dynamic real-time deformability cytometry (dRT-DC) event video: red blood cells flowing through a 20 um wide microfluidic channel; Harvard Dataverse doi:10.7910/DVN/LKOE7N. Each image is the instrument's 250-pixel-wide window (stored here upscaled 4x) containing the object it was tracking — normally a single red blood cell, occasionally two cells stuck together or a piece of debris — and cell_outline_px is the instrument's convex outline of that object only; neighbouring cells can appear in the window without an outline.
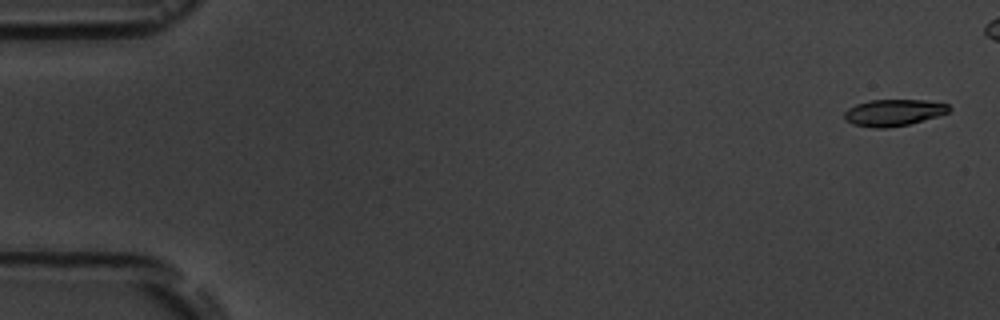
{"species": "common noctule bat (a hibernating species)", "species_latin": "Nyctalus noctula", "temperature_condition": "room temperature", "stored_images_in_passage": 17, "camera_frame_rate_fps": 3000, "um_per_image_px": 0.085, "animal": {"sex": "male", "body_mass_g": 19.5, "forearm_length_mm": 54.6}, "frame": {"image": 1, "passage_image": 1, "time_ms": 0.0, "image_size_px": [1000, 320], "cell_outline_px": [[952, 108], [948, 112], [936, 116], [908, 124], [888, 128], [872, 128], [852, 124], [844, 120], [844, 112], [848, 108], [856, 104], [868, 100], [924, 100], [948, 104]], "centroid_in_image_um": [75.9, 9.57], "position_along_channel_um": 9.1, "area_um2": 16.24}}
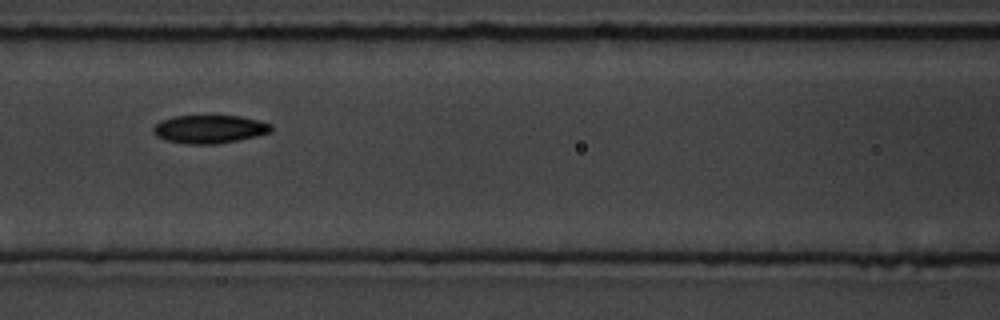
{"frame": {"image": 2, "passage_image": 9, "time_ms": 10.0, "image_size_px": [1000, 320], "cell_outline_px": [[272, 132], [240, 140], [216, 144], [184, 144], [168, 140], [156, 136], [152, 132], [152, 128], [160, 120], [172, 116], [240, 116], [272, 124]], "centroid_in_image_um": [17.79, 10.98], "position_along_channel_um": 148.8, "area_um2": 19.48}}
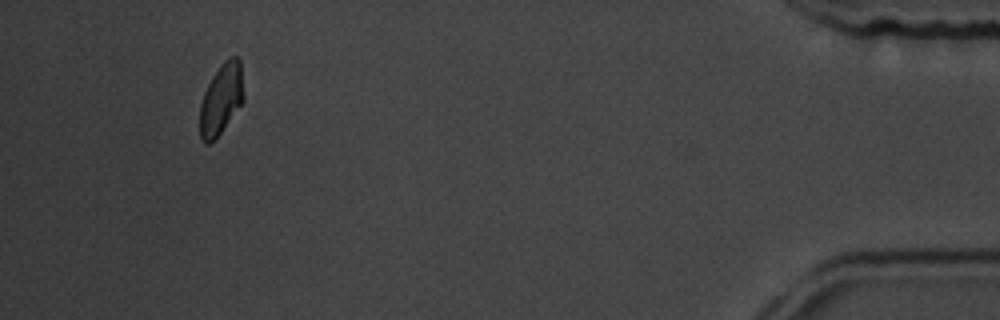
{"frame": {"image": 3, "passage_image": 17, "time_ms": 19.333, "image_size_px": [1000, 320], "cell_outline_px": [[244, 100], [220, 132], [208, 144], [200, 136], [200, 104], [204, 92], [212, 76], [220, 64], [228, 56], [236, 56], [240, 60], [244, 96]], "centroid_in_image_um": [18.81, 8.35], "position_along_channel_um": 416.4, "area_um2": 17.8}, "authors_computed_cell_mechanics": {"area_um2": 18.785, "velocity_mm_per_s": 3.6102, "shape_relaxation_time_tau1_ms": 6.5835, "shape_relaxation_time_tau2_ms": null, "deformation_change_tau1": 0.1771, "deformation_change_tau2": null}}